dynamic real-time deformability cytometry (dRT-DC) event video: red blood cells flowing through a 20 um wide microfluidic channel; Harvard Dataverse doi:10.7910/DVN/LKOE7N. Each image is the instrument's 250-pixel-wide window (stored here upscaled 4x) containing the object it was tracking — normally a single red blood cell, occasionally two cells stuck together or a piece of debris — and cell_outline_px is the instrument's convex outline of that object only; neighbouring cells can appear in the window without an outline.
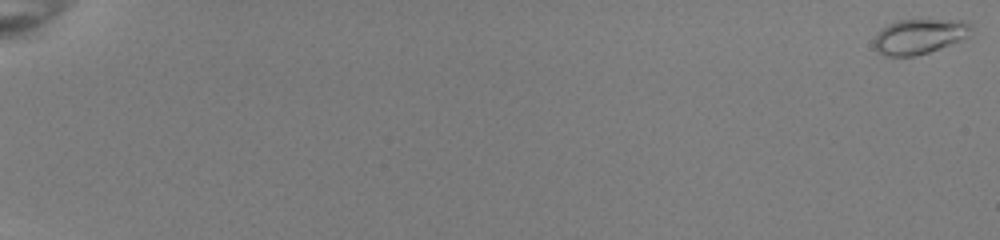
{"species": "common noctule bat (a hibernating species)", "species_latin": "Nyctalus noctula", "temperature_condition": "room temperature", "stored_images_in_passage": 39, "camera_frame_rate_fps": 3000, "um_per_image_px": 0.085, "animal": {"sex": "female", "body_mass_g": 22.0, "forearm_length_mm": 56.7}, "frame": {"image": 1, "passage_image": 1, "time_ms": 0.0, "image_size_px": [1000, 240], "cell_outline_px": [[972, 24], [968, 36], [960, 40], [940, 48], [916, 56], [884, 56], [876, 52], [876, 36], [888, 24], [896, 20], [968, 20]], "centroid_in_image_um": [78.17, 3.09], "position_along_channel_um": 6.8, "area_um2": 19.59}, "authors_computed_cell_mechanics": {"area_um2": 17.7446, "velocity_mm_per_s": 3.9411, "shape_relaxation_time_tau1_ms": 1.5839, "shape_relaxation_time_tau2_ms": 1.5538, "deformation_change_tau1": 0.2827, "deformation_change_tau2": 0.0643}}